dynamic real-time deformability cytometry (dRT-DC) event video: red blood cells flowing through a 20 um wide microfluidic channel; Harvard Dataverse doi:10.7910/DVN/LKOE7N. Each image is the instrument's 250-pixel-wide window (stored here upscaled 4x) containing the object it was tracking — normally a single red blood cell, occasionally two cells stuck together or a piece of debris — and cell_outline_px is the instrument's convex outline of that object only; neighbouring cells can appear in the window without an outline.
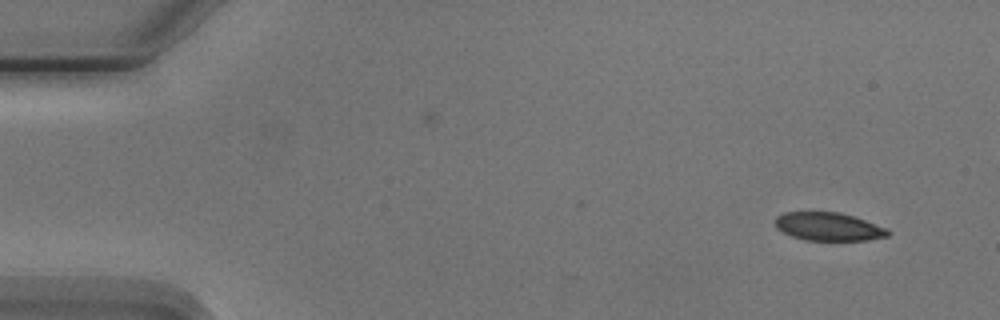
{"species": "Egyptian fruit bat (a non-hibernating species)", "species_latin": "Rousettus aegyptiacus", "temperature_condition": "cold", "stored_images_in_passage": 6, "camera_frame_rate_fps": 3000, "um_per_image_px": 0.085, "animal": {"sex": "male"}, "frame": {"image": 1, "passage_image": 1, "time_ms": 0.0, "image_size_px": [1000, 320], "cell_outline_px": [[892, 232], [888, 236], [868, 240], [804, 240], [792, 236], [776, 228], [776, 216], [784, 212], [840, 212], [888, 228]], "centroid_in_image_um": [70.44, 19.26], "position_along_channel_um": 14.6, "area_um2": 18.5}}
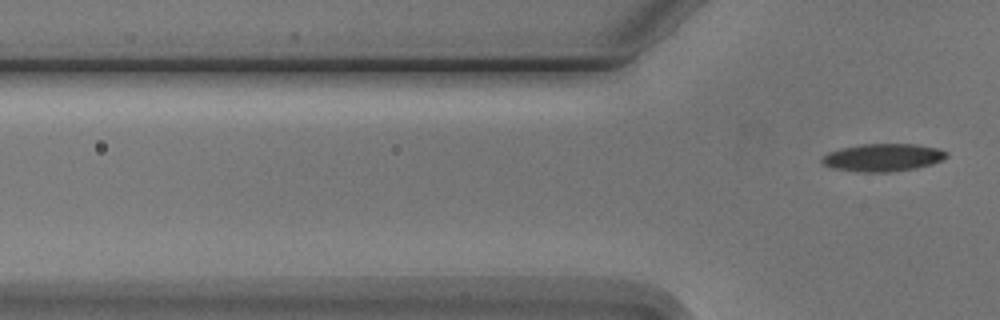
{"frame": {"image": 2, "passage_image": 6, "time_ms": 7.0, "image_size_px": [1000, 320], "cell_outline_px": [[948, 156], [932, 164], [916, 168], [888, 172], [860, 172], [832, 168], [824, 164], [820, 160], [828, 152], [840, 148], [860, 144], [916, 144], [936, 148], [948, 152]], "centroid_in_image_um": [75.03, 13.38], "position_along_channel_um": 50.8, "area_um2": 20.06}}